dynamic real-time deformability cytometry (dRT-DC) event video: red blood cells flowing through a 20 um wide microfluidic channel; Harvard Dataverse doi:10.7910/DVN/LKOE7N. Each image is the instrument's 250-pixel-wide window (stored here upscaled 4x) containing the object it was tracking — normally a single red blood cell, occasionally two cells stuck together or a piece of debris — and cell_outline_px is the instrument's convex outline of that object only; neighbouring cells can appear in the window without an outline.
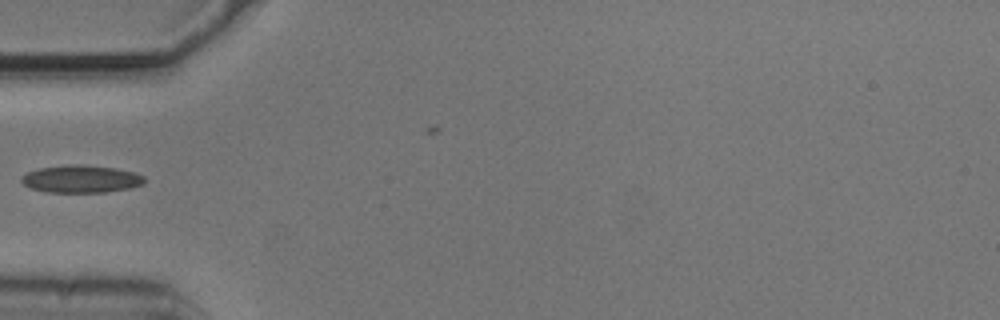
{"species": "common noctule bat (a hibernating species)", "species_latin": "Nyctalus noctula", "temperature_condition": "cold", "stored_images_in_passage": 22, "camera_frame_rate_fps": 3000, "um_per_image_px": 0.085, "animal": {"sex": "male", "body_mass_g": 20.5, "forearm_length_mm": 52.5}, "frame": {"image": 1, "passage_image": 1, "time_ms": 0.0, "image_size_px": [1000, 320], "cell_outline_px": [[144, 184], [132, 188], [104, 192], [48, 192], [32, 188], [24, 184], [20, 180], [20, 176], [28, 172], [40, 168], [68, 164], [84, 164], [116, 168], [136, 172], [144, 176]], "centroid_in_image_um": [6.92, 15.2], "position_along_channel_um": 78.1, "area_um2": 19.88}}
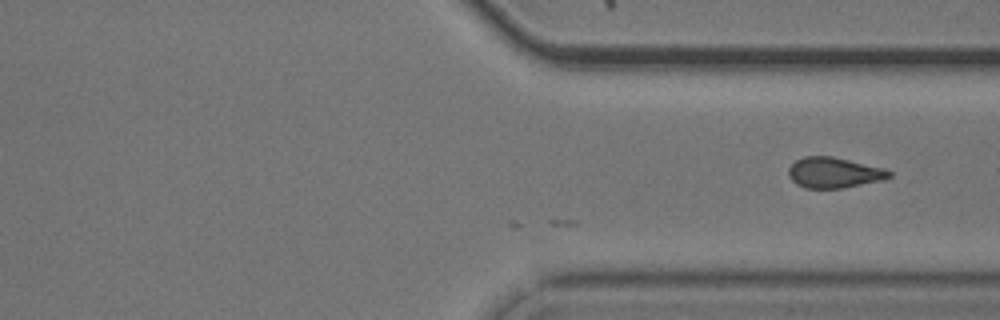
{"frame": {"image": 2, "passage_image": 22, "time_ms": 7.0, "image_size_px": [1000, 320], "cell_outline_px": [[892, 176], [884, 180], [840, 188], [804, 188], [796, 184], [788, 176], [788, 168], [796, 160], [804, 156], [832, 156], [884, 168], [892, 172]], "centroid_in_image_um": [70.88, 14.67], "position_along_channel_um": 340.5, "area_um2": 17.98}}